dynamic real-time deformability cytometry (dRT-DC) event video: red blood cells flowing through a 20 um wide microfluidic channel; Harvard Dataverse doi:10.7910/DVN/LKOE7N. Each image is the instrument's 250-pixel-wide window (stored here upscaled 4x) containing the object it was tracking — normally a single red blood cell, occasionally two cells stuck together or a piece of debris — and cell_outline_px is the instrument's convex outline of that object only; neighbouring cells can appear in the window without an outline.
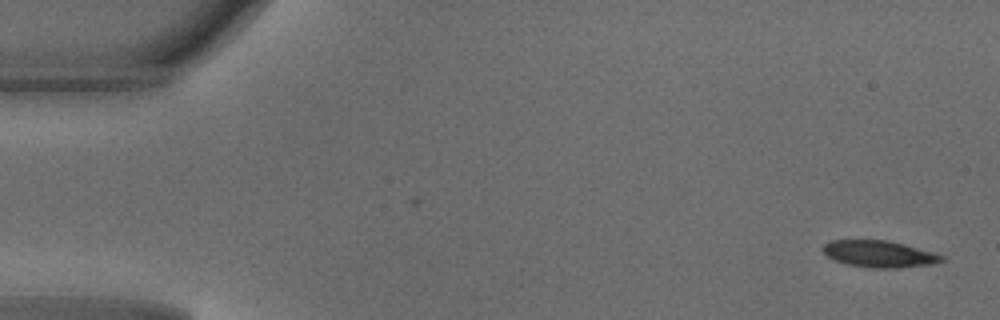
{"species": "common noctule bat (a hibernating species)", "species_latin": "Nyctalus noctula", "temperature_condition": "warm", "stored_images_in_passage": 3, "camera_frame_rate_fps": 3000, "um_per_image_px": 0.085, "animal": {"sex": "male", "body_mass_g": 18.8}, "frame": {"image": 1, "passage_image": 1, "time_ms": 0.0, "image_size_px": [1000, 320], "cell_outline_px": [[944, 260], [932, 264], [896, 268], [872, 268], [848, 264], [836, 260], [828, 256], [820, 248], [824, 244], [832, 240], [888, 240], [936, 252], [944, 256]], "centroid_in_image_um": [74.76, 21.58], "position_along_channel_um": 10.2, "area_um2": 18.5}}